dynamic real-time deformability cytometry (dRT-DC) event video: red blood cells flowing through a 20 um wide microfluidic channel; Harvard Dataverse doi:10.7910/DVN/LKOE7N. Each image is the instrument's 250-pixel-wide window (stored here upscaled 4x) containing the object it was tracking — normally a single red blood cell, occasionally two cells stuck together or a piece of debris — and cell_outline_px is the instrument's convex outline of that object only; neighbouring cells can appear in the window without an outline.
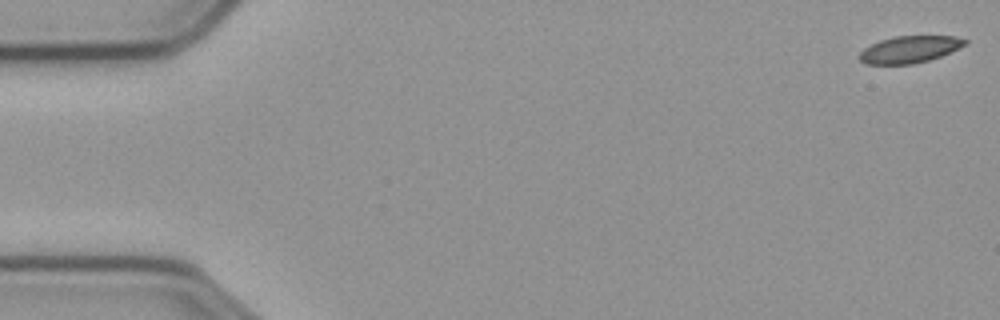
{"species": "common noctule bat (a hibernating species)", "species_latin": "Nyctalus noctula", "temperature_condition": "cold", "stored_images_in_passage": 16, "camera_frame_rate_fps": 3000, "um_per_image_px": 0.085, "animal": {"sex": "male", "body_mass_g": 23.1, "forearm_length_mm": 52.7}, "frame": {"image": 1, "passage_image": 1, "time_ms": 0.0, "image_size_px": [1000, 320], "cell_outline_px": [[968, 44], [940, 56], [928, 60], [912, 64], [868, 64], [860, 60], [856, 56], [864, 48], [880, 40], [896, 36], [956, 36], [968, 40]], "centroid_in_image_um": [77.31, 4.19], "position_along_channel_um": 7.7, "area_um2": 16.53}}
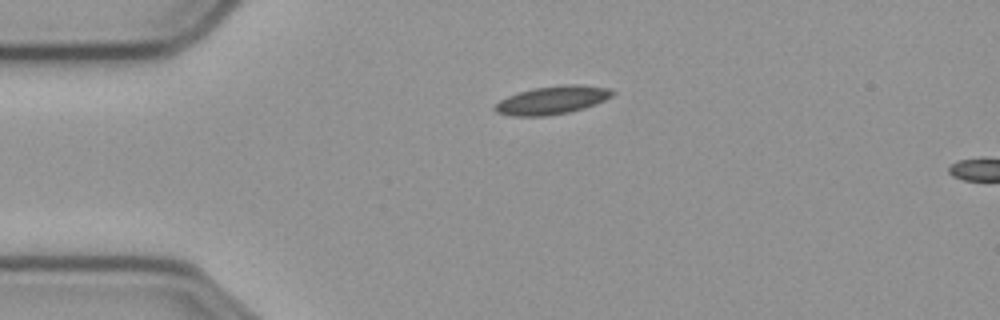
{"frame": {"image": 2, "passage_image": 13, "time_ms": 4.0, "image_size_px": [1000, 320], "cell_outline_px": [[616, 92], [612, 96], [604, 100], [584, 108], [568, 112], [548, 116], [512, 116], [496, 112], [492, 108], [500, 100], [508, 96], [532, 88], [564, 84], [580, 84], [612, 88]], "centroid_in_image_um": [46.96, 8.5], "position_along_channel_um": 38.0, "area_um2": 19.42}}